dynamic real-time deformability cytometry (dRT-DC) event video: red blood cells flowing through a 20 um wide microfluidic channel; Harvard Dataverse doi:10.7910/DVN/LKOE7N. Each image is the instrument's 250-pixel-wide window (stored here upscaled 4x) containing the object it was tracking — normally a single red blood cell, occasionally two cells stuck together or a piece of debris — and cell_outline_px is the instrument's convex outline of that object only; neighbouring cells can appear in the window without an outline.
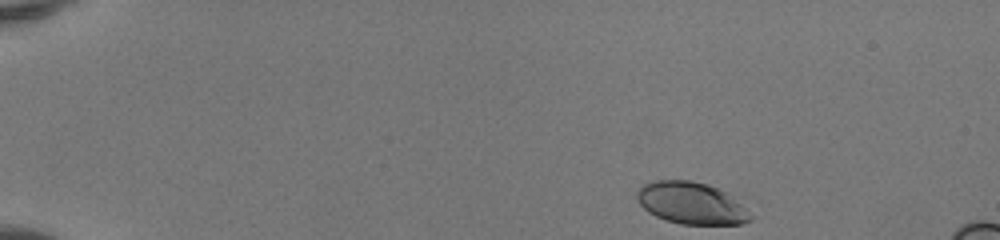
{"species": "human", "species_latin": "Homo sapiens", "temperature_condition": "room temperature", "stored_images_in_passage": 44, "camera_frame_rate_fps": 3000, "um_per_image_px": 0.085, "donor": {"sex": "female"}, "frame": {"image": 1, "passage_image": 1, "time_ms": 0.0, "image_size_px": [1000, 240], "cell_outline_px": [[756, 216], [752, 220], [740, 224], [680, 224], [656, 216], [648, 212], [636, 200], [636, 192], [644, 184], [652, 180], [692, 180], [708, 184], [724, 192]], "centroid_in_image_um": [58.75, 17.27], "position_along_channel_um": 26.3, "area_um2": 27.69}}
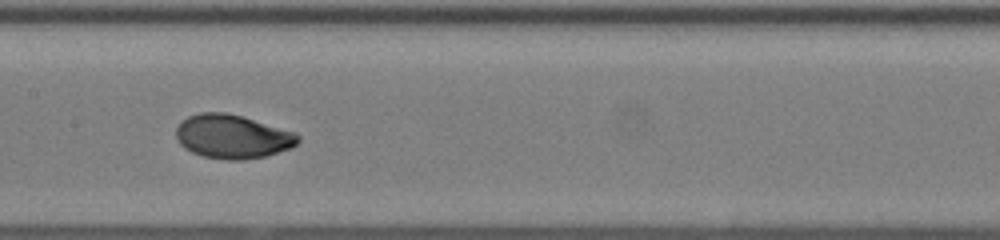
{"frame": {"image": 2, "passage_image": 21, "time_ms": 6.667, "image_size_px": [1000, 240], "cell_outline_px": [[300, 140], [292, 148], [264, 156], [244, 160], [224, 160], [204, 156], [192, 152], [184, 148], [180, 144], [176, 136], [176, 128], [188, 116], [200, 112], [224, 112], [240, 116], [296, 132], [300, 136]], "centroid_in_image_um": [19.77, 11.62], "position_along_channel_um": 187.6, "area_um2": 31.04}}
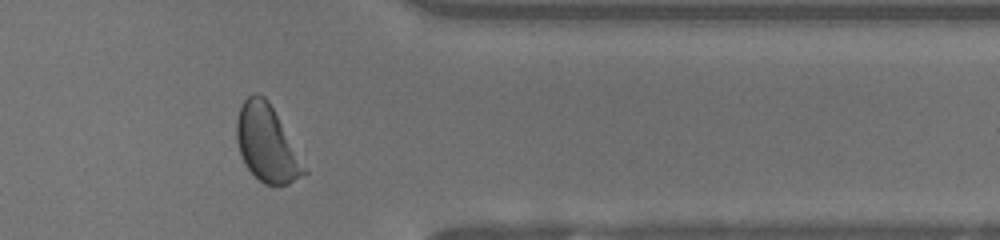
{"frame": {"image": 3, "passage_image": 36, "time_ms": 11.667, "image_size_px": [1000, 240], "cell_outline_px": [[308, 172], [288, 184], [264, 184], [244, 164], [236, 140], [236, 120], [240, 108], [244, 100], [248, 96], [256, 92], [260, 92], [268, 100]], "centroid_in_image_um": [22.64, 12.17], "position_along_channel_um": 388.8, "area_um2": 29.48}, "authors_computed_cell_mechanics": {"area_um2": 30.345, "velocity_mm_per_s": 4.1418, "shape_relaxation_time_tau1_ms": 1.9406, "shape_relaxation_time_tau2_ms": 0.5864, "deformation_change_tau1": 0.1328, "deformation_change_tau2": 0.0368}}